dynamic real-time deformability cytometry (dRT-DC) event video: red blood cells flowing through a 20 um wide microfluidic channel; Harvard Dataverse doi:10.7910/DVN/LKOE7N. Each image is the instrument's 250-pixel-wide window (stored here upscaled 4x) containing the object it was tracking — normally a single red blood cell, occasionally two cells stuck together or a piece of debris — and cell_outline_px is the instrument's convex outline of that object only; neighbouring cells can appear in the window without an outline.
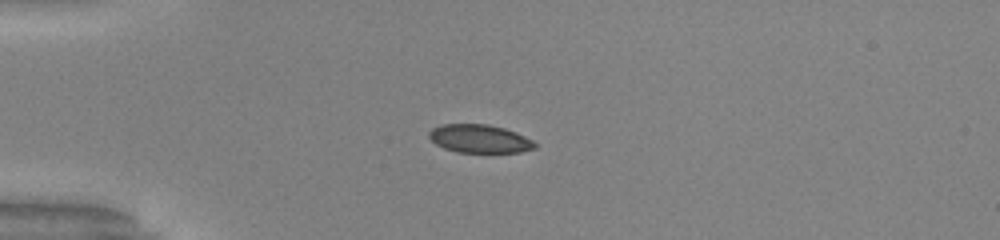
{"species": "common noctule bat (a hibernating species)", "species_latin": "Nyctalus noctula", "temperature_condition": "warm", "stored_images_in_passage": 39, "camera_frame_rate_fps": 3000, "um_per_image_px": 0.085, "animal": {"sex": "male", "body_mass_g": 20.0, "forearm_length_mm": 53.3}, "frame": {"image": 1, "passage_image": 1, "time_ms": 0.0, "image_size_px": [1000, 240], "cell_outline_px": [[536, 148], [520, 152], [456, 152], [444, 148], [436, 144], [428, 136], [428, 132], [432, 128], [444, 124], [484, 124], [504, 128], [524, 136], [532, 140], [536, 144]], "centroid_in_image_um": [40.74, 11.79], "position_along_channel_um": 44.3, "area_um2": 17.28}}
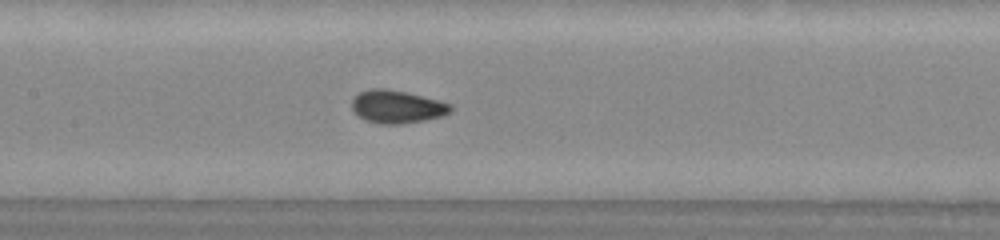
{"frame": {"image": 2, "passage_image": 13, "time_ms": 4.0, "image_size_px": [1000, 240], "cell_outline_px": [[452, 108], [444, 116], [404, 124], [380, 124], [368, 120], [360, 116], [352, 108], [352, 100], [360, 92], [372, 88], [384, 88], [404, 92], [452, 104]], "centroid_in_image_um": [33.75, 9.08], "position_along_channel_um": 173.7, "area_um2": 18.55}}
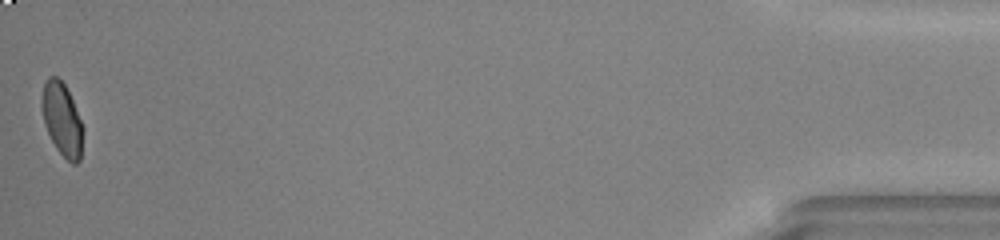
{"frame": {"image": 3, "passage_image": 39, "time_ms": 12.667, "image_size_px": [1000, 240], "cell_outline_px": [[84, 128], [80, 160], [76, 164], [72, 164], [56, 148], [44, 124], [40, 104], [40, 100], [44, 84], [48, 76], [56, 76], [64, 84], [72, 100]], "centroid_in_image_um": [5.26, 10.14], "position_along_channel_um": 429.9, "area_um2": 17.51}, "authors_computed_cell_mechanics": {"area_um2": 17.8602, "velocity_mm_per_s": 3.9845, "shape_relaxation_time_tau1_ms": 4.7338, "shape_relaxation_time_tau2_ms": null, "deformation_change_tau1": 0.1515, "deformation_change_tau2": null}}